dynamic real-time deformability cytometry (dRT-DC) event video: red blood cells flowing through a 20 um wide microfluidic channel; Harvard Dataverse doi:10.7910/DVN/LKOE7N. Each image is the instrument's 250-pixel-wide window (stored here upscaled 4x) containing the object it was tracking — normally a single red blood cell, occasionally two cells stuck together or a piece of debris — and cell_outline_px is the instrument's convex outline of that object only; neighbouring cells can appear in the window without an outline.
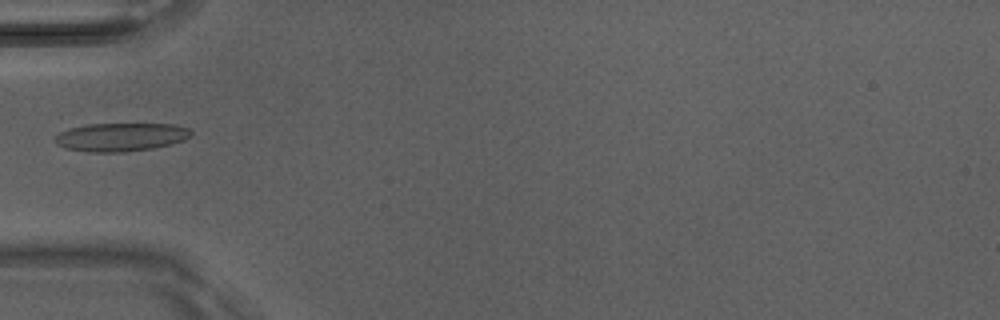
{"species": "Egyptian fruit bat (a non-hibernating species)", "species_latin": "Rousettus aegyptiacus", "temperature_condition": "room temperature", "stored_images_in_passage": 5, "camera_frame_rate_fps": 3000, "um_per_image_px": 0.085, "animal": {"sex": "male"}, "frame": {"image": 1, "passage_image": 5, "time_ms": 1.333, "image_size_px": [1000, 320], "cell_outline_px": [[192, 136], [184, 140], [172, 144], [152, 148], [124, 152], [88, 152], [64, 148], [56, 144], [56, 136], [60, 132], [68, 128], [88, 124], [172, 124], [188, 128], [192, 132]], "centroid_in_image_um": [10.27, 11.65], "position_along_channel_um": 74.7, "area_um2": 22.54}}